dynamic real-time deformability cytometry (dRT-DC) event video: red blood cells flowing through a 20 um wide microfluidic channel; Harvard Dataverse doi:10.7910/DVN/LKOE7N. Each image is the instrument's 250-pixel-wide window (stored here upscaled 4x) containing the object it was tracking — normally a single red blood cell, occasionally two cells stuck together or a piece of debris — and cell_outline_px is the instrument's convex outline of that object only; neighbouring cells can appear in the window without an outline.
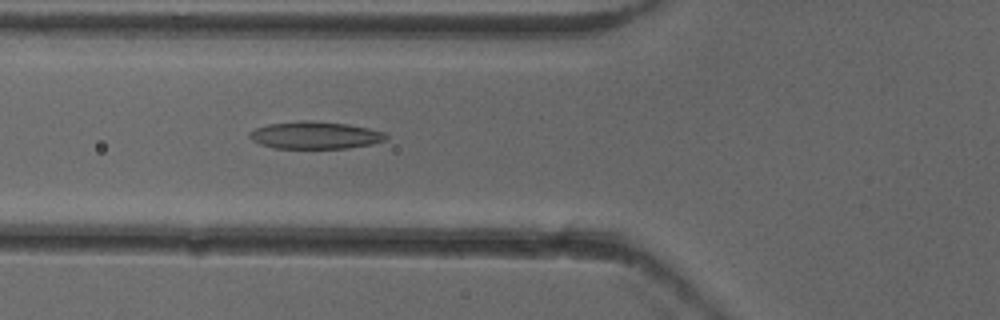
{"species": "common noctule bat (a hibernating species)", "species_latin": "Nyctalus noctula", "temperature_condition": "cold", "stored_images_in_passage": 52, "camera_frame_rate_fps": 3000, "um_per_image_px": 0.085, "animal": {"sex": "female"}, "frame": {"image": 1, "passage_image": 19, "time_ms": 6.0, "image_size_px": [1000, 320], "cell_outline_px": [[388, 136], [384, 140], [372, 144], [348, 148], [272, 148], [260, 144], [252, 140], [248, 136], [248, 132], [256, 128], [268, 124], [300, 120], [308, 120], [348, 124], [368, 128], [384, 132]], "centroid_in_image_um": [26.75, 11.49], "position_along_channel_um": 99.0, "area_um2": 21.79}}
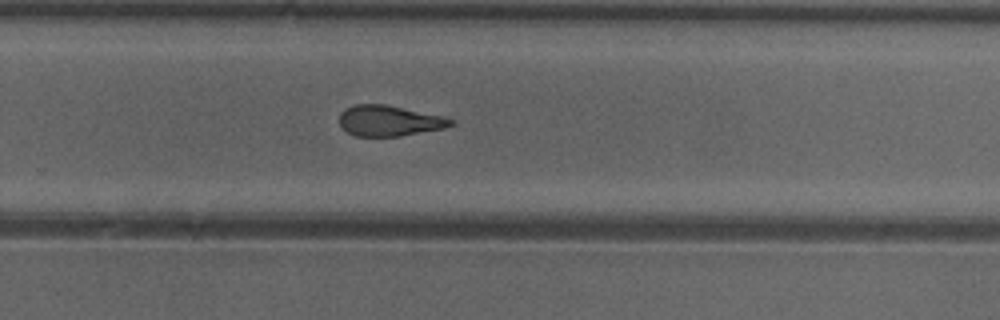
{"frame": {"image": 2, "passage_image": 34, "time_ms": 11.0, "image_size_px": [1000, 320], "cell_outline_px": [[456, 124], [444, 128], [400, 136], [356, 136], [340, 128], [340, 112], [344, 108], [356, 104], [384, 104], [444, 116], [456, 120]], "centroid_in_image_um": [33.09, 10.26], "position_along_channel_um": 296.7, "area_um2": 20.06}}
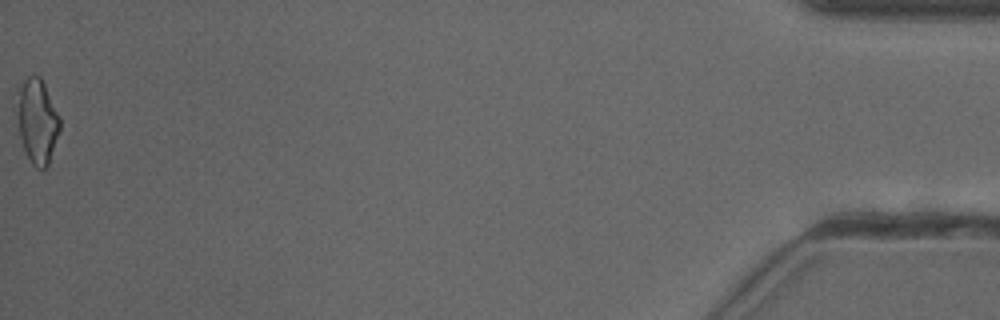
{"frame": {"image": 3, "passage_image": 52, "time_ms": 17.0, "image_size_px": [1000, 320], "cell_outline_px": [[60, 128], [48, 164], [44, 172], [36, 168], [32, 164], [24, 152], [20, 136], [16, 112], [20, 88], [24, 80], [28, 76], [40, 76], [60, 116]], "centroid_in_image_um": [3.17, 10.35], "position_along_channel_um": 432.0, "area_um2": 20.98}, "authors_computed_cell_mechanics": {"area_um2": 21.2415, "velocity_mm_per_s": 3.9534, "shape_relaxation_time_tau1_ms": 9.5745, "shape_relaxation_time_tau2_ms": 3.7173, "deformation_change_tau1": 0.2084, "deformation_change_tau2": 0.1237}}